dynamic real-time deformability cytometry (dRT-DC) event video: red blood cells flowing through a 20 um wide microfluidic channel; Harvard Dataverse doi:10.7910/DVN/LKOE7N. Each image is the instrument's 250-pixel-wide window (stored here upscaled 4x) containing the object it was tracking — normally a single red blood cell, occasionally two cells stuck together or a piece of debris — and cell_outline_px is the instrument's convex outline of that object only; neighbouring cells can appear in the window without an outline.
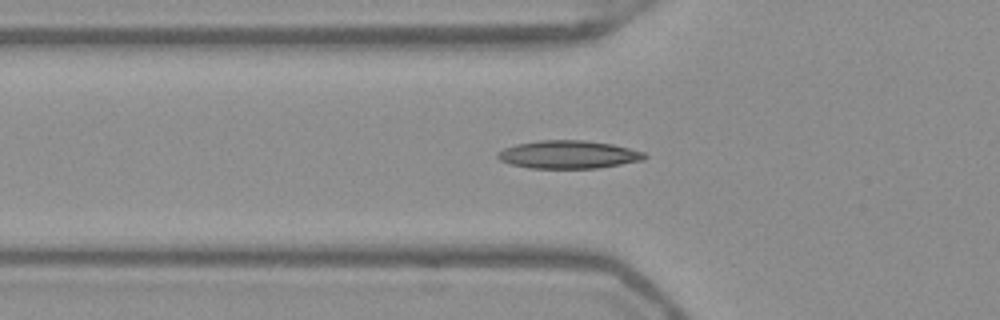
{"species": "Egyptian fruit bat (a non-hibernating species)", "species_latin": "Rousettus aegyptiacus", "temperature_condition": "warm", "stored_images_in_passage": 26, "camera_frame_rate_fps": 3000, "um_per_image_px": 0.085, "frame": {"image": 1, "passage_image": 2, "time_ms": 0.333, "image_size_px": [1000, 320], "cell_outline_px": [[648, 156], [644, 160], [596, 168], [528, 168], [508, 164], [500, 160], [496, 156], [496, 152], [504, 148], [516, 144], [540, 140], [584, 140], [612, 144], [644, 152]], "centroid_in_image_um": [48.28, 13.13], "position_along_channel_um": 77.5, "area_um2": 24.04}}
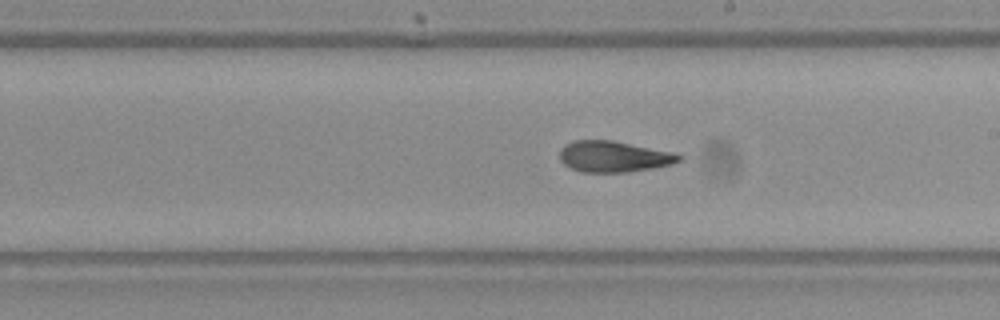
{"frame": {"image": 2, "passage_image": 14, "time_ms": 4.333, "image_size_px": [1000, 320], "cell_outline_px": [[684, 160], [672, 164], [652, 168], [628, 172], [580, 172], [564, 164], [560, 160], [560, 148], [564, 144], [572, 140], [612, 140], [680, 152], [684, 156]], "centroid_in_image_um": [52.25, 13.29], "position_along_channel_um": 236.8, "area_um2": 22.2}}
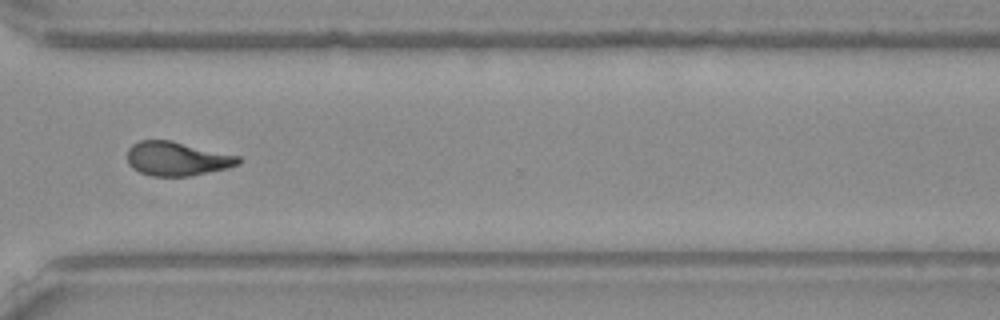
{"frame": {"image": 3, "passage_image": 23, "time_ms": 7.333, "image_size_px": [1000, 320], "cell_outline_px": [[240, 164], [228, 168], [188, 176], [152, 176], [140, 172], [132, 168], [128, 164], [128, 148], [132, 144], [140, 140], [172, 140], [240, 156]], "centroid_in_image_um": [15.04, 13.48], "position_along_channel_um": 355.6, "area_um2": 22.08}, "authors_computed_cell_mechanics": {"area_um2": 21.964, "velocity_mm_per_s": 3.9595, "shape_relaxation_time_tau1_ms": null, "shape_relaxation_time_tau2_ms": 2.546, "deformation_change_tau1": null, "deformation_change_tau2": 0.0909}}